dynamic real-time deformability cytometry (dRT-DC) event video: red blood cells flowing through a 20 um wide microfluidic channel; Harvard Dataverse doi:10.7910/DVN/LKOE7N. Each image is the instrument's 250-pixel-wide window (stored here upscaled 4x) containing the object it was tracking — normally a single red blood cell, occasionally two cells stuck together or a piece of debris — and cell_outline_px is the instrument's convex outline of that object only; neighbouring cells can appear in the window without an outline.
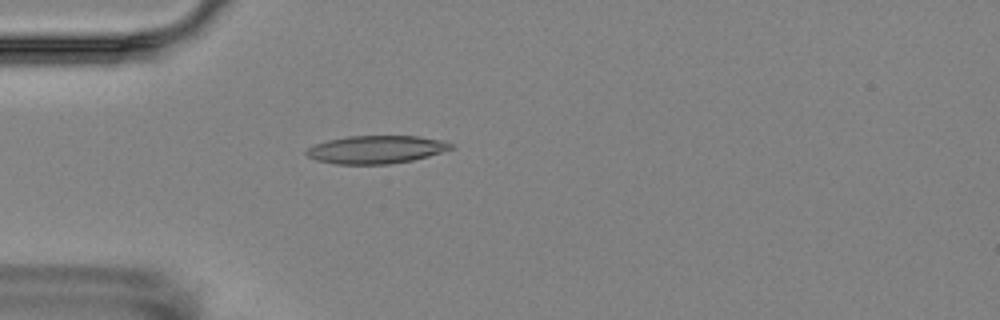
{"species": "Egyptian fruit bat (a non-hibernating species)", "species_latin": "Rousettus aegyptiacus", "temperature_condition": "room temperature", "stored_images_in_passage": 2, "camera_frame_rate_fps": 3000, "um_per_image_px": 0.085, "animal": {"sex": "female"}, "frame": {"image": 1, "passage_image": 2, "time_ms": 1.333, "image_size_px": [1000, 320], "cell_outline_px": [[456, 148], [428, 156], [412, 160], [388, 164], [336, 164], [316, 160], [308, 156], [304, 152], [308, 148], [316, 144], [328, 140], [348, 136], [416, 136], [444, 140], [452, 144]], "centroid_in_image_um": [32.0, 12.71], "position_along_channel_um": 53.0, "area_um2": 23.52}}